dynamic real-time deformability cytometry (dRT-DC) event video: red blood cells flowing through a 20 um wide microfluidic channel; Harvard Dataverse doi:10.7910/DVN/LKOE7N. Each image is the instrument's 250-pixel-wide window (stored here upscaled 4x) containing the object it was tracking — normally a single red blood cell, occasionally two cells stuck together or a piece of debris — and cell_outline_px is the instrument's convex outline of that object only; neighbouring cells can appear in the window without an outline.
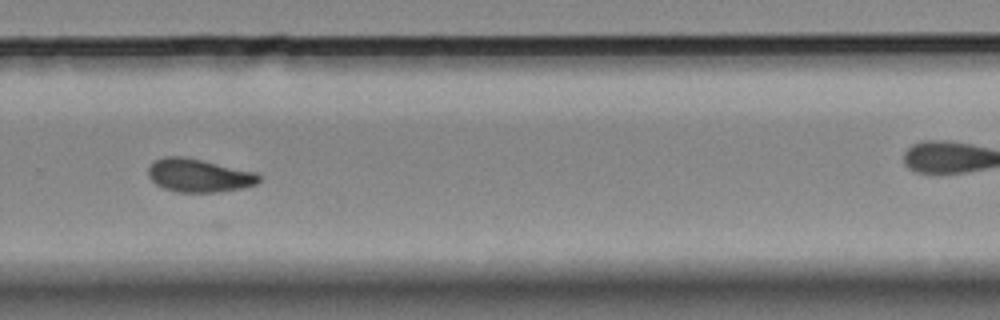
{"species": "Egyptian fruit bat (a non-hibernating species)", "species_latin": "Rousettus aegyptiacus", "temperature_condition": "room temperature", "stored_images_in_passage": 12, "camera_frame_rate_fps": 3000, "um_per_image_px": 0.085, "animal": {"sex": "female"}, "frame": {"image": 1, "passage_image": 7, "time_ms": 6.667, "image_size_px": [1000, 320], "cell_outline_px": [[260, 180], [256, 184], [244, 188], [216, 192], [176, 192], [164, 188], [156, 184], [148, 176], [148, 168], [156, 160], [164, 156], [180, 156], [200, 160], [256, 172], [260, 176]], "centroid_in_image_um": [16.9, 14.92], "position_along_channel_um": 312.9, "area_um2": 21.27}}
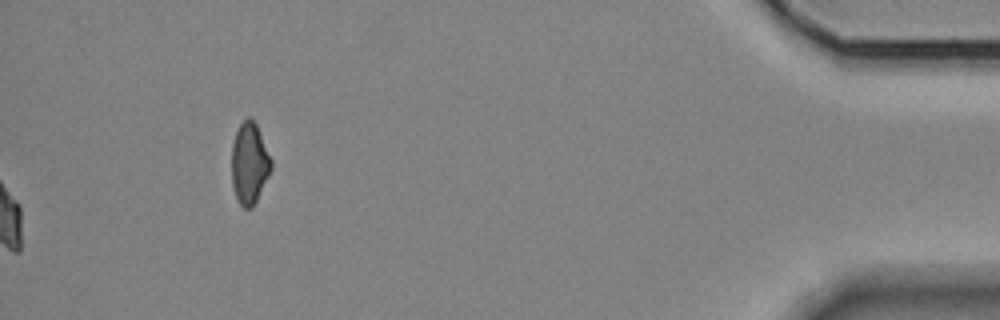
{"frame": {"image": 2, "passage_image": 11, "time_ms": 13.0, "image_size_px": [1000, 320], "cell_outline_px": [[272, 168], [252, 208], [244, 208], [240, 204], [236, 196], [232, 184], [232, 144], [236, 132], [240, 124], [248, 116], [256, 124], [272, 160]], "centroid_in_image_um": [21.2, 13.88], "position_along_channel_um": 414.0, "area_um2": 18.44}}